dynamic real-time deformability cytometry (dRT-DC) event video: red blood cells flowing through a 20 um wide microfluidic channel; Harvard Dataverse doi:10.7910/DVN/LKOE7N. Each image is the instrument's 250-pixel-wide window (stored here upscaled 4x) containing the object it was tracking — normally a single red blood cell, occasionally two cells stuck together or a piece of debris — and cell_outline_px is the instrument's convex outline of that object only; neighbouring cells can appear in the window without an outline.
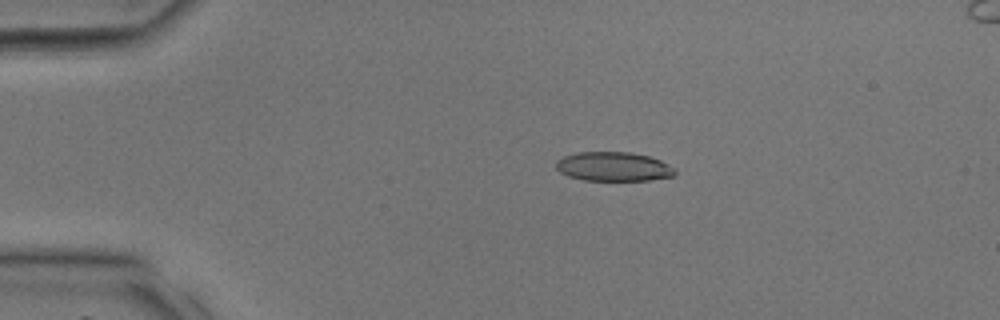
{"species": "common noctule bat (a hibernating species)", "species_latin": "Nyctalus noctula", "temperature_condition": "room temperature", "stored_images_in_passage": 37, "camera_frame_rate_fps": 3000, "um_per_image_px": 0.085, "animal": {"sex": "male", "body_mass_g": 17.9, "forearm_length_mm": 54.2}, "frame": {"image": 1, "passage_image": 8, "time_ms": 2.333, "image_size_px": [1000, 320], "cell_outline_px": [[676, 172], [672, 176], [648, 180], [584, 180], [568, 176], [560, 172], [556, 168], [556, 160], [564, 156], [580, 152], [628, 152], [648, 156], [660, 160], [676, 168]], "centroid_in_image_um": [52.14, 14.16], "position_along_channel_um": 32.9, "area_um2": 20.11}}
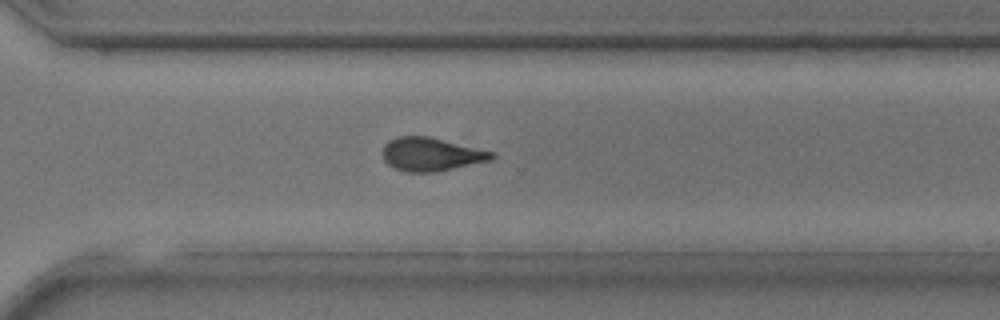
{"frame": {"image": 2, "passage_image": 27, "time_ms": 8.667, "image_size_px": [1000, 320], "cell_outline_px": [[496, 156], [492, 160], [436, 172], [404, 172], [392, 168], [384, 160], [380, 152], [384, 144], [388, 140], [396, 136], [428, 136], [496, 152]], "centroid_in_image_um": [36.62, 13.11], "position_along_channel_um": 334.0, "area_um2": 21.68}}
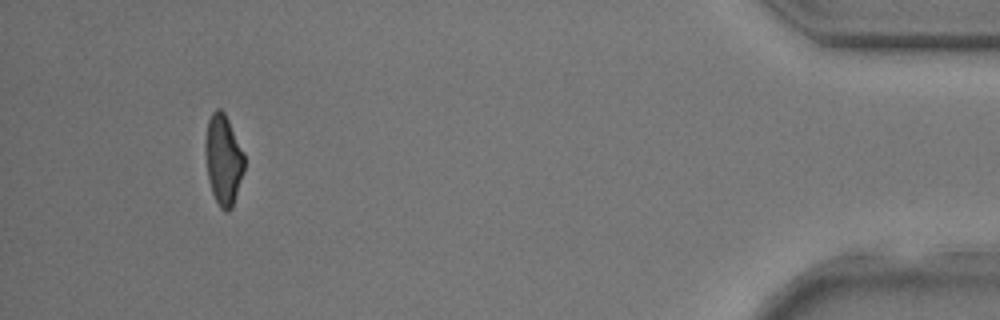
{"frame": {"image": 3, "passage_image": 35, "time_ms": 11.333, "image_size_px": [1000, 320], "cell_outline_px": [[244, 172], [232, 208], [228, 212], [224, 212], [220, 208], [212, 192], [208, 180], [204, 152], [204, 148], [208, 120], [212, 112], [216, 108], [220, 108], [224, 112], [244, 152]], "centroid_in_image_um": [18.98, 13.59], "position_along_channel_um": 416.2, "area_um2": 20.69}}